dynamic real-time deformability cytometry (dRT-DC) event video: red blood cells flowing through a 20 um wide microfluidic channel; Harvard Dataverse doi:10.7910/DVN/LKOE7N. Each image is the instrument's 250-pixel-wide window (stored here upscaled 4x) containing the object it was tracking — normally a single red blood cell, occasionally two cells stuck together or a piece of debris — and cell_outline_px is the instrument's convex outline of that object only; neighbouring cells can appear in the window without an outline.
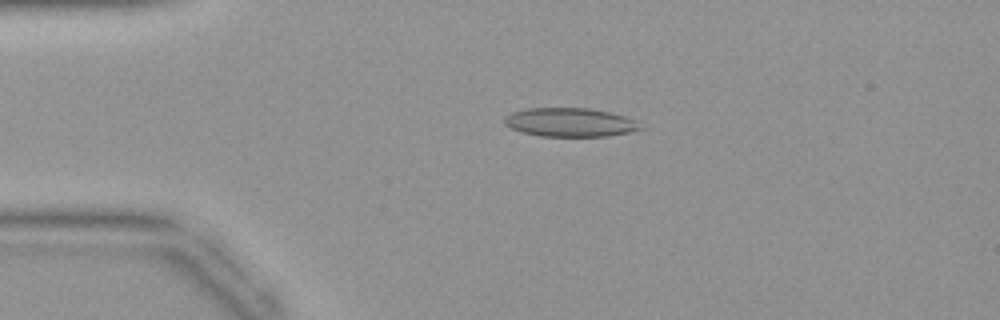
{"species": "common noctule bat (a hibernating species)", "species_latin": "Nyctalus noctula", "temperature_condition": "warm", "stored_images_in_passage": 42, "camera_frame_rate_fps": 3000, "um_per_image_px": 0.085, "animal": {"sex": "female", "body_mass_g": 19.9}, "frame": {"image": 1, "passage_image": 9, "time_ms": 2.667, "image_size_px": [1000, 320], "cell_outline_px": [[648, 128], [608, 136], [540, 136], [520, 132], [504, 124], [504, 116], [512, 112], [524, 108], [592, 108], [624, 116]], "centroid_in_image_um": [48.43, 10.39], "position_along_channel_um": 36.6, "area_um2": 22.89}}
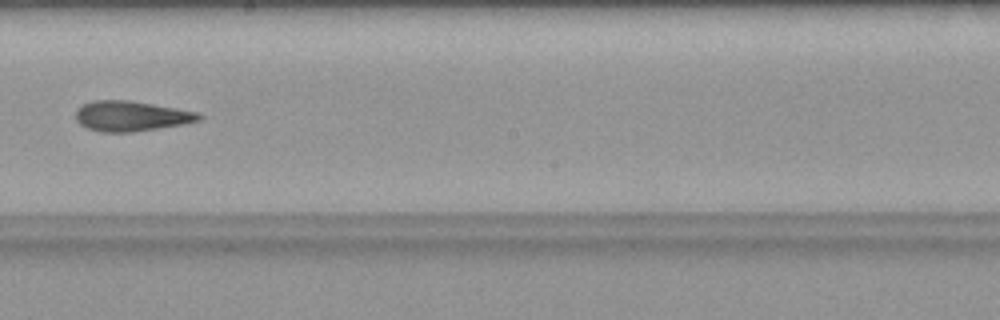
{"frame": {"image": 2, "passage_image": 24, "time_ms": 7.667, "image_size_px": [1000, 320], "cell_outline_px": [[204, 116], [200, 120], [180, 124], [132, 132], [100, 132], [88, 128], [80, 124], [76, 120], [76, 108], [92, 100], [132, 100], [176, 108], [196, 112]], "centroid_in_image_um": [11.1, 9.85], "position_along_channel_um": 237.1, "area_um2": 21.56}}
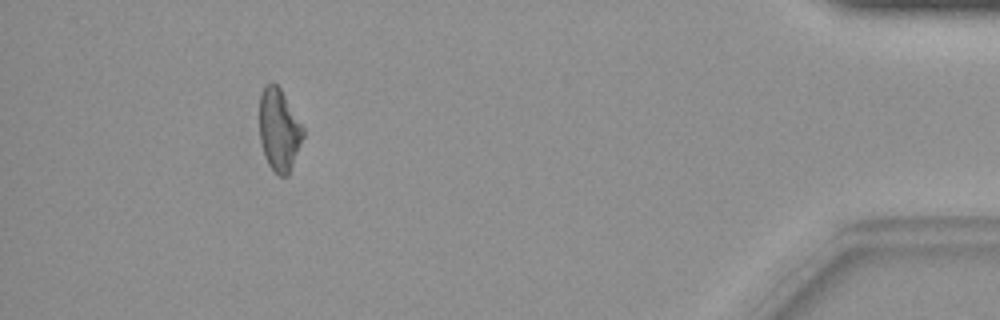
{"frame": {"image": 3, "passage_image": 39, "time_ms": 12.667, "image_size_px": [1000, 320], "cell_outline_px": [[304, 136], [288, 176], [276, 176], [268, 164], [264, 156], [260, 140], [260, 92], [264, 84], [276, 84], [280, 88], [304, 128]], "centroid_in_image_um": [23.71, 11.07], "position_along_channel_um": 411.5, "area_um2": 20.98}}